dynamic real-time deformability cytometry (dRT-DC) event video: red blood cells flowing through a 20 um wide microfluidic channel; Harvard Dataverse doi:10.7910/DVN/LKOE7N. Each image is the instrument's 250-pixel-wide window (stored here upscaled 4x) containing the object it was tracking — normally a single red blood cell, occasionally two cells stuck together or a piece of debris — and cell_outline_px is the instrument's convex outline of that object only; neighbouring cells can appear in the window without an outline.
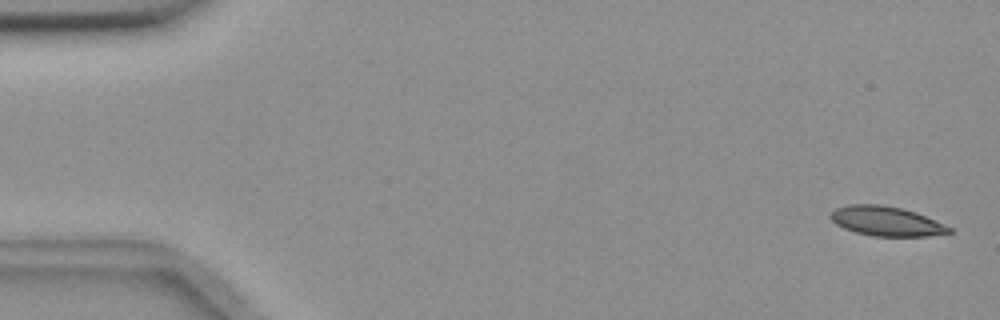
{"species": "common noctule bat (a hibernating species)", "species_latin": "Nyctalus noctula", "temperature_condition": "room temperature", "stored_images_in_passage": 5, "camera_frame_rate_fps": 3000, "um_per_image_px": 0.085, "animal": {"sex": "female", "body_mass_g": 18.4}, "frame": {"image": 1, "passage_image": 1, "time_ms": 0.0, "image_size_px": [1000, 320], "cell_outline_px": [[952, 232], [928, 236], [872, 236], [856, 232], [844, 228], [836, 224], [828, 216], [836, 208], [848, 204], [880, 204], [900, 208], [916, 212], [944, 224], [952, 228]], "centroid_in_image_um": [75.32, 18.8], "position_along_channel_um": 9.7, "area_um2": 20.35}}
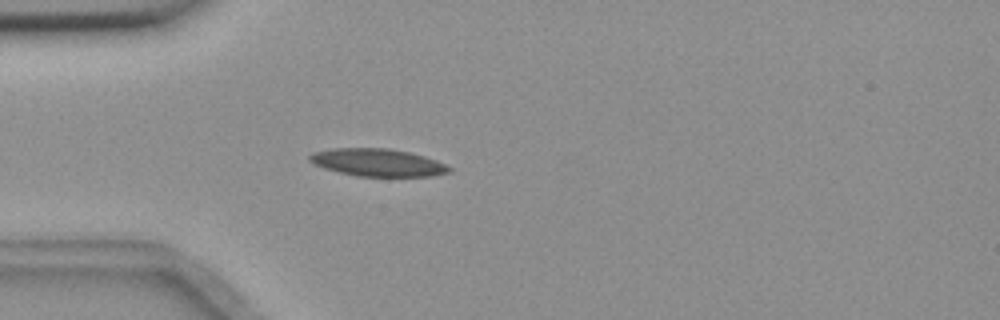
{"frame": {"image": 2, "passage_image": 5, "time_ms": 1.333, "image_size_px": [1000, 320], "cell_outline_px": [[452, 172], [432, 176], [356, 176], [324, 168], [308, 160], [308, 156], [312, 152], [332, 148], [388, 148], [408, 152], [424, 156], [436, 160], [452, 168]], "centroid_in_image_um": [32.1, 13.81], "position_along_channel_um": 52.9, "area_um2": 22.37}}